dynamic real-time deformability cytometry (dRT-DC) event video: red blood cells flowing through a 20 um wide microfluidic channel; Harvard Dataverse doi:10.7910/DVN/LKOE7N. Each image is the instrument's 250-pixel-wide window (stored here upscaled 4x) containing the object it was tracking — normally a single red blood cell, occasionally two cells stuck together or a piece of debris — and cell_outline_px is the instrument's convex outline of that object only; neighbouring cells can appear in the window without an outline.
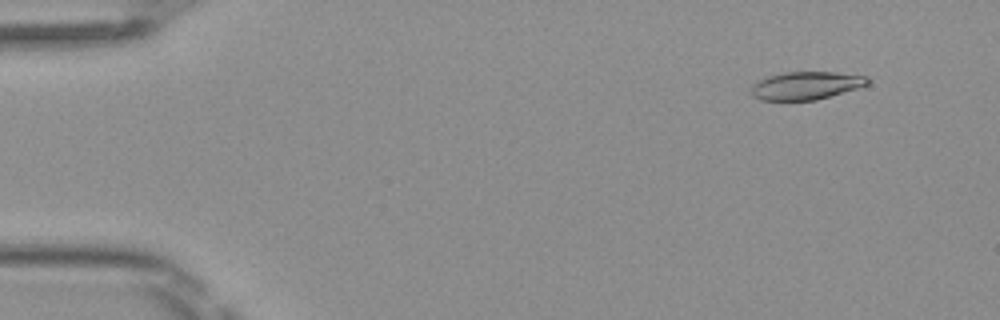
{"species": "Egyptian fruit bat (a non-hibernating species)", "species_latin": "Rousettus aegyptiacus", "temperature_condition": "room temperature", "stored_images_in_passage": 50, "camera_frame_rate_fps": 3000, "um_per_image_px": 0.085, "frame": {"image": 1, "passage_image": 5, "time_ms": 1.333, "image_size_px": [1000, 320], "cell_outline_px": [[868, 84], [856, 88], [816, 100], [760, 100], [752, 96], [748, 88], [752, 84], [760, 80], [784, 72], [836, 72], [868, 76]], "centroid_in_image_um": [68.46, 7.27], "position_along_channel_um": 16.5, "area_um2": 18.84}}
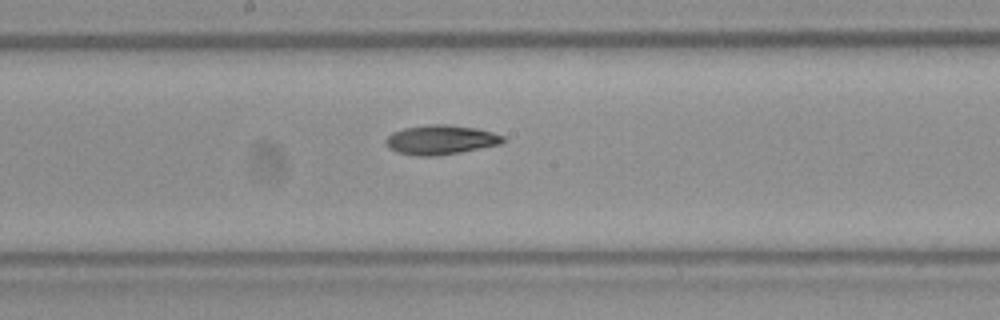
{"frame": {"image": 2, "passage_image": 27, "time_ms": 8.667, "image_size_px": [1000, 320], "cell_outline_px": [[504, 140], [500, 144], [460, 152], [436, 156], [416, 156], [396, 152], [388, 148], [384, 144], [384, 140], [392, 132], [404, 128], [428, 124], [444, 124], [476, 128], [492, 132], [504, 136]], "centroid_in_image_um": [37.4, 11.88], "position_along_channel_um": 210.8, "area_um2": 20.17}}
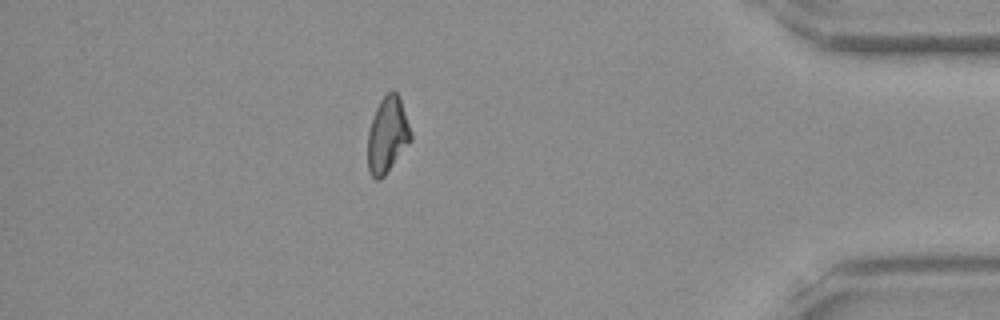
{"frame": {"image": 3, "passage_image": 44, "time_ms": 14.333, "image_size_px": [1000, 320], "cell_outline_px": [[412, 140], [384, 176], [380, 180], [376, 180], [368, 172], [368, 132], [376, 108], [380, 100], [392, 88], [396, 92], [400, 100], [412, 132]], "centroid_in_image_um": [32.93, 11.49], "position_along_channel_um": 402.3, "area_um2": 18.96}, "authors_computed_cell_mechanics": {"area_um2": 19.4208, "velocity_mm_per_s": 4.096, "shape_relaxation_time_tau1_ms": 9.1556, "shape_relaxation_time_tau2_ms": 7.2869, "deformation_change_tau1": 0.2224, "deformation_change_tau2": 0.132}}